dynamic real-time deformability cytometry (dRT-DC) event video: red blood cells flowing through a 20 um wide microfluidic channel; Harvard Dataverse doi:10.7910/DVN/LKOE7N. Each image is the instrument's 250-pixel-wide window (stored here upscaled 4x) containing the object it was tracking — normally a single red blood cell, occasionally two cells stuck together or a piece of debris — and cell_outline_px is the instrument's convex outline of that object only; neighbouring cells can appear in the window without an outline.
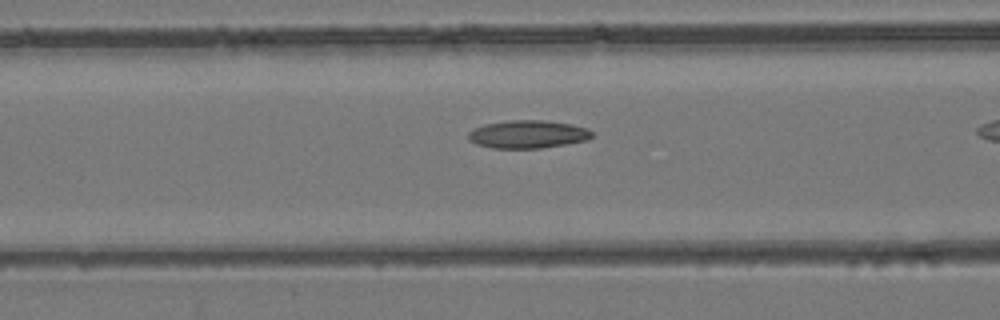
{"species": "common noctule bat (a hibernating species)", "species_latin": "Nyctalus noctula", "temperature_condition": "room temperature", "stored_images_in_passage": 35, "camera_frame_rate_fps": 3000, "um_per_image_px": 0.085, "animal": {"sex": "female", "body_mass_g": 24.6, "forearm_length_mm": 56.2}, "frame": {"image": 1, "passage_image": 17, "time_ms": 5.333, "image_size_px": [1000, 320], "cell_outline_px": [[592, 136], [588, 140], [540, 148], [492, 148], [476, 144], [468, 140], [468, 132], [472, 128], [484, 124], [508, 120], [544, 120], [572, 124], [588, 128], [592, 132]], "centroid_in_image_um": [44.83, 11.4], "position_along_channel_um": 121.8, "area_um2": 20.29}}
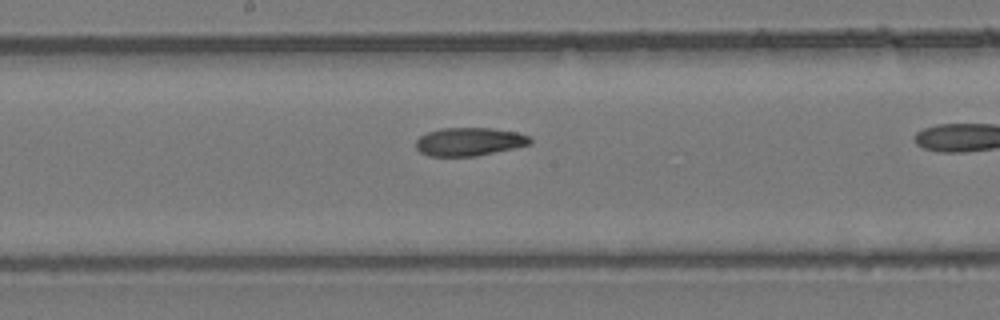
{"frame": {"image": 2, "passage_image": 23, "time_ms": 7.333, "image_size_px": [1000, 320], "cell_outline_px": [[532, 144], [476, 156], [428, 156], [420, 152], [416, 148], [416, 140], [420, 136], [428, 132], [440, 128], [492, 128], [516, 132], [528, 136], [532, 140]], "centroid_in_image_um": [39.87, 12.04], "position_along_channel_um": 208.3, "area_um2": 18.79}}
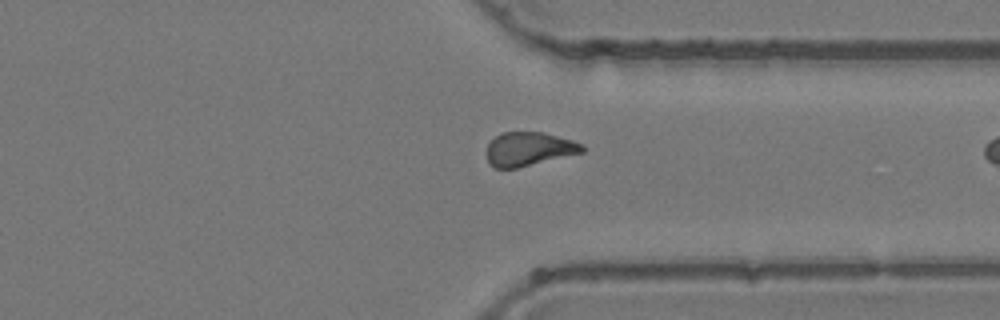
{"frame": {"image": 3, "passage_image": 34, "time_ms": 11.0, "image_size_px": [1000, 320], "cell_outline_px": [[584, 152], [516, 168], [492, 168], [488, 164], [488, 144], [500, 132], [544, 132], [572, 140], [584, 144]], "centroid_in_image_um": [44.96, 12.66], "position_along_channel_um": 366.4, "area_um2": 18.79}}